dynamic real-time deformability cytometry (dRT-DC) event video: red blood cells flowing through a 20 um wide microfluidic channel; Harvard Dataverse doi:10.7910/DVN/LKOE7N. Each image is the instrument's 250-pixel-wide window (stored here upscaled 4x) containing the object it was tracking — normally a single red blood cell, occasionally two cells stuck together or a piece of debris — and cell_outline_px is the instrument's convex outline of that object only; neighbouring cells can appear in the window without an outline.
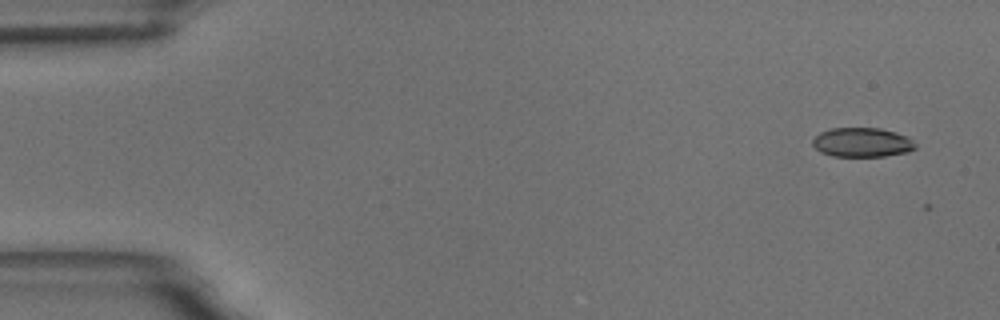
{"species": "common noctule bat (a hibernating species)", "species_latin": "Nyctalus noctula", "temperature_condition": "room temperature", "stored_images_in_passage": 2, "camera_frame_rate_fps": 3000, "um_per_image_px": 0.085, "animal": {"sex": "male", "body_mass_g": 18.8}, "frame": {"image": 1, "passage_image": 1, "time_ms": 0.0, "image_size_px": [1000, 320], "cell_outline_px": [[916, 148], [908, 152], [884, 156], [832, 156], [820, 152], [812, 144], [812, 140], [820, 132], [832, 128], [880, 128], [896, 132], [908, 136], [916, 144]], "centroid_in_image_um": [73.29, 12.1], "position_along_channel_um": 11.7, "area_um2": 17.63}}